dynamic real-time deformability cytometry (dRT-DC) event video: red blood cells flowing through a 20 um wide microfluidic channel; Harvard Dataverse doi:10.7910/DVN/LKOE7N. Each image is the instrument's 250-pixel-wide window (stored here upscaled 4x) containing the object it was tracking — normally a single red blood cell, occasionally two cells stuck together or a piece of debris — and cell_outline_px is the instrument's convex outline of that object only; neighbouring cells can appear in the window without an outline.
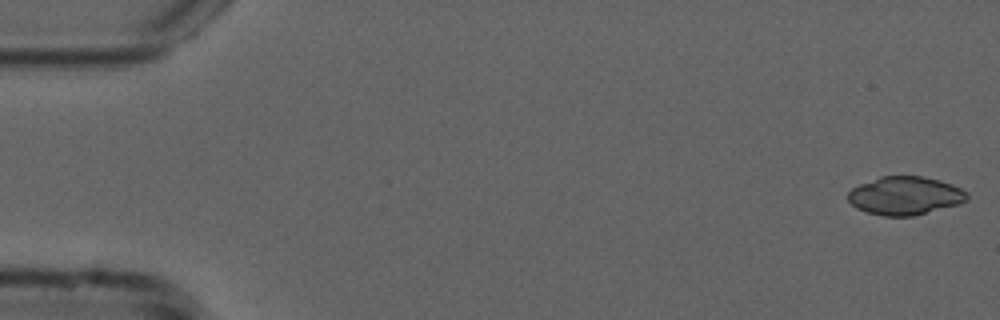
{"species": "common noctule bat (a hibernating species)", "species_latin": "Nyctalus noctula", "temperature_condition": "cold", "stored_images_in_passage": 53, "camera_frame_rate_fps": 3000, "um_per_image_px": 0.085, "animal": {"sex": "male", "forearm_length_mm": 52.5}, "frame": {"image": 1, "passage_image": 1, "time_ms": 0.0, "image_size_px": [1000, 320], "cell_outline_px": [[968, 200], [960, 204], [912, 216], [884, 216], [868, 212], [856, 208], [848, 200], [848, 192], [852, 188], [860, 184], [880, 176], [924, 176], [940, 180], [952, 184], [968, 192]], "centroid_in_image_um": [76.95, 16.63], "position_along_channel_um": 8.0, "area_um2": 26.65}}
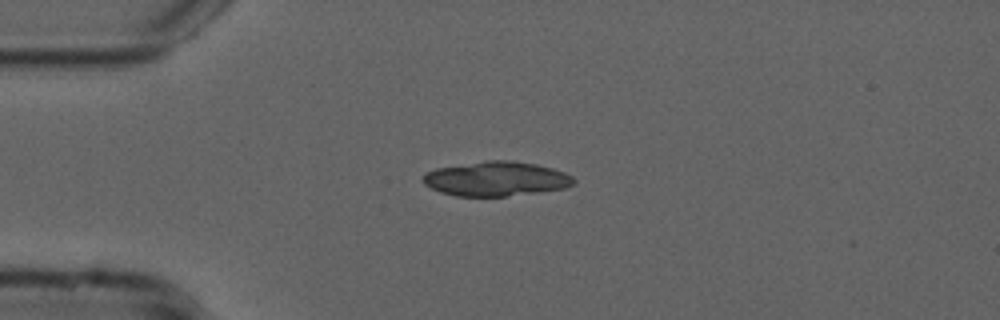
{"frame": {"image": 2, "passage_image": 13, "time_ms": 4.0, "image_size_px": [1000, 320], "cell_outline_px": [[576, 184], [564, 188], [536, 192], [504, 196], [456, 196], [440, 192], [424, 184], [424, 176], [428, 172], [436, 168], [488, 160], [512, 160], [536, 164], [552, 168], [564, 172], [572, 176], [576, 180]], "centroid_in_image_um": [42.21, 15.19], "position_along_channel_um": 42.8, "area_um2": 30.11}}